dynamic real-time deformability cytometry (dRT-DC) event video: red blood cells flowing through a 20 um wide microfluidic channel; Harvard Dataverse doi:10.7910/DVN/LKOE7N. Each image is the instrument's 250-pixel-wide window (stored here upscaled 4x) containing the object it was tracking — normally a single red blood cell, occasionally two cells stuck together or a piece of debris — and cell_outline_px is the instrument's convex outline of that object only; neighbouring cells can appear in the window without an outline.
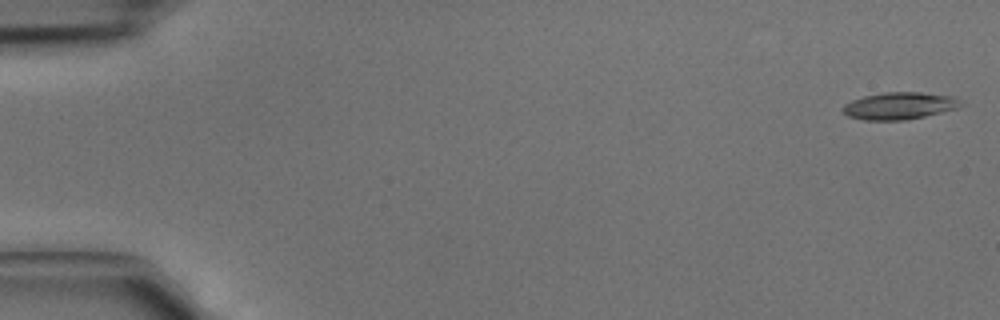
{"species": "common noctule bat (a hibernating species)", "species_latin": "Nyctalus noctula", "temperature_condition": "cold", "stored_images_in_passage": 5, "camera_frame_rate_fps": 3000, "um_per_image_px": 0.085, "animal": {"sex": "male", "body_mass_g": 15.6}, "frame": {"image": 1, "passage_image": 1, "time_ms": 0.0, "image_size_px": [1000, 320], "cell_outline_px": [[964, 104], [956, 108], [924, 116], [904, 120], [864, 120], [848, 116], [840, 108], [844, 104], [852, 100], [864, 96], [884, 92], [920, 92], [952, 96], [960, 100]], "centroid_in_image_um": [76.42, 8.99], "position_along_channel_um": 8.6, "area_um2": 18.55}}
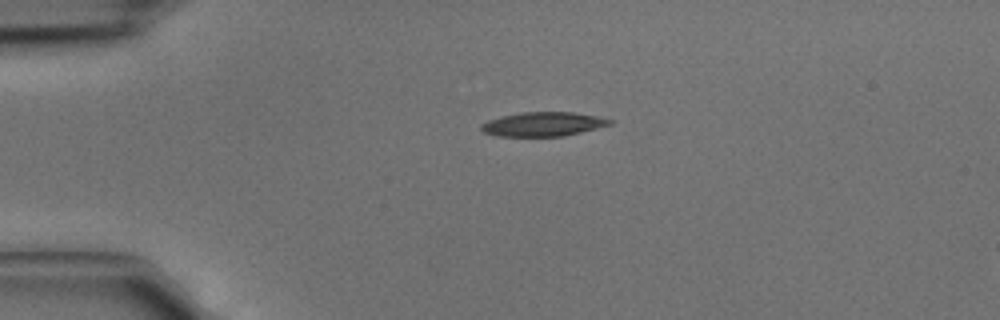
{"frame": {"image": 2, "passage_image": 3, "time_ms": 0.667, "image_size_px": [1000, 320], "cell_outline_px": [[612, 124], [564, 136], [496, 136], [484, 132], [480, 128], [480, 124], [488, 120], [520, 112], [572, 112], [596, 116], [612, 120]], "centroid_in_image_um": [46.13, 10.55], "position_along_channel_um": 38.9, "area_um2": 17.92}}